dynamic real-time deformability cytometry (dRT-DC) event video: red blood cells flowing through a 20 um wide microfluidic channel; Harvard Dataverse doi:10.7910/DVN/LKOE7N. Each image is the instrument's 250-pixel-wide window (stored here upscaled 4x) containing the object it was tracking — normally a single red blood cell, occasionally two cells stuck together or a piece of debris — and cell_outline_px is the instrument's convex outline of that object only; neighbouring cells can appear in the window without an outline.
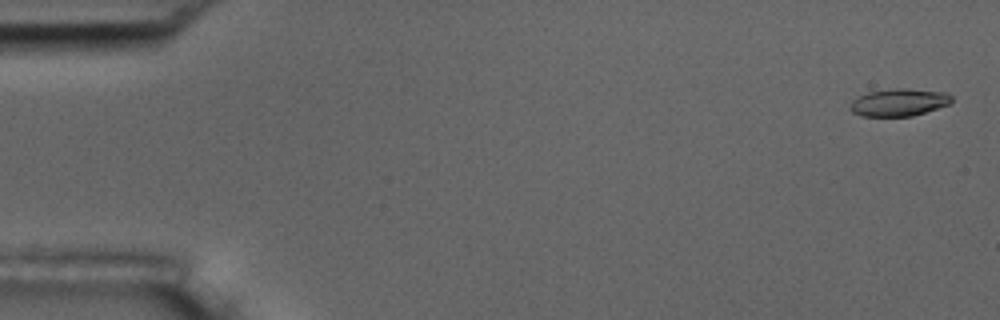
{"species": "common noctule bat (a hibernating species)", "species_latin": "Nyctalus noctula", "temperature_condition": "room temperature", "stored_images_in_passage": 5, "camera_frame_rate_fps": 3000, "um_per_image_px": 0.085, "animal": {"sex": "male", "body_mass_g": 17.5, "forearm_length_mm": 52.3}, "frame": {"image": 1, "passage_image": 1, "time_ms": 0.0, "image_size_px": [1000, 320], "cell_outline_px": [[952, 100], [948, 104], [912, 116], [860, 116], [852, 112], [848, 108], [852, 100], [868, 92], [896, 88], [908, 88], [948, 92], [952, 96]], "centroid_in_image_um": [76.39, 8.69], "position_along_channel_um": 8.6, "area_um2": 16.24}}
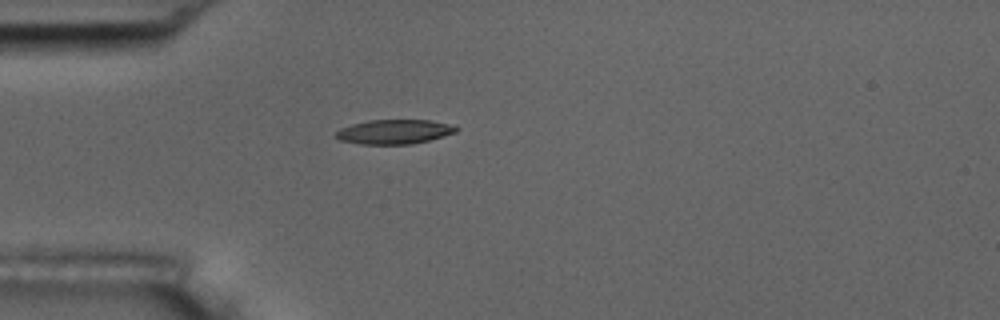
{"frame": {"image": 2, "passage_image": 5, "time_ms": 4.667, "image_size_px": [1000, 320], "cell_outline_px": [[460, 128], [456, 132], [444, 136], [412, 144], [360, 144], [340, 140], [336, 136], [336, 132], [340, 128], [352, 124], [368, 120], [428, 120], [448, 124]], "centroid_in_image_um": [33.51, 11.2], "position_along_channel_um": 51.5, "area_um2": 16.99}}